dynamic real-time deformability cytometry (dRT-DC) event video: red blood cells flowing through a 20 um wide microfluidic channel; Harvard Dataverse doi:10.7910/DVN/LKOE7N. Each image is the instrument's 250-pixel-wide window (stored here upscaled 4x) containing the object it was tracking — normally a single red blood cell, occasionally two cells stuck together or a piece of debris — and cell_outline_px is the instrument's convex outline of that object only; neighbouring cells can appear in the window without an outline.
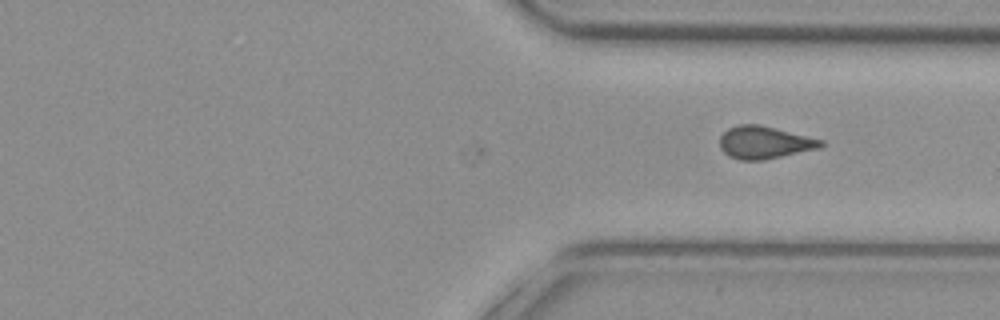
{"species": "common noctule bat (a hibernating species)", "species_latin": "Nyctalus noctula", "temperature_condition": "cold", "stored_images_in_passage": 31, "camera_frame_rate_fps": 3000, "um_per_image_px": 0.085, "animal": {"sex": "female", "body_mass_g": 29.2, "forearm_length_mm": 56.3}, "frame": {"image": 1, "passage_image": 31, "time_ms": 10.0, "image_size_px": [1000, 320], "cell_outline_px": [[824, 144], [816, 148], [764, 160], [740, 160], [728, 156], [720, 148], [720, 136], [728, 128], [740, 124], [760, 124], [824, 140]], "centroid_in_image_um": [64.93, 12.1], "position_along_channel_um": 346.5, "area_um2": 19.02}}